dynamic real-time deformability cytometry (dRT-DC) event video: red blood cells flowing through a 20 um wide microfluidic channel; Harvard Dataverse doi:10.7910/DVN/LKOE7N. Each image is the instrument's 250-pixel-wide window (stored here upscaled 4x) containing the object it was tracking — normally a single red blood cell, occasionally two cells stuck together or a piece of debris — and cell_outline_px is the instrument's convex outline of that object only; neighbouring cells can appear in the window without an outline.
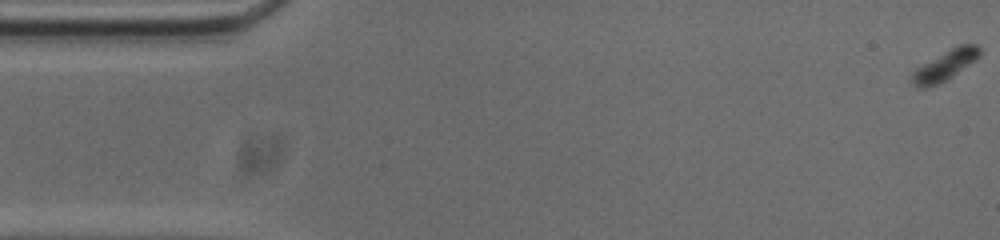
{"species": "common noctule bat (a hibernating species)", "species_latin": "Nyctalus noctula", "temperature_condition": "cold", "stored_images_in_passage": 73, "camera_frame_rate_fps": 3000, "um_per_image_px": 0.085, "animal": {"sex": "male", "body_mass_g": 20.0, "forearm_length_mm": 53.3}, "frame": {"image": 1, "passage_image": 1, "time_ms": 0.0, "image_size_px": [1000, 240], "cell_outline_px": [[980, 56], [976, 60], [948, 80], [940, 84], [928, 88], [916, 88], [912, 84], [912, 72], [916, 68], [956, 44], [976, 44], [980, 48]], "centroid_in_image_um": [80.33, 5.58], "position_along_channel_um": 4.7, "area_um2": 12.25}}
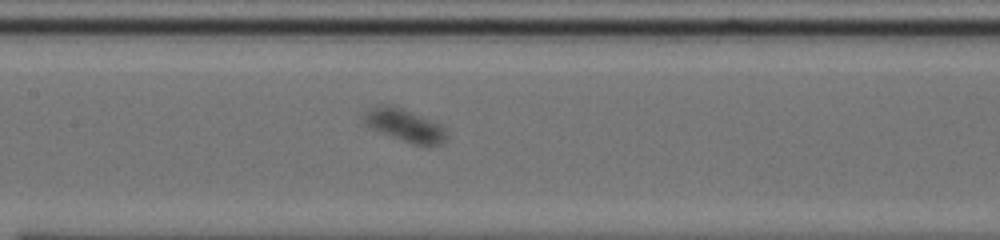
{"frame": {"image": 2, "passage_image": 32, "time_ms": 10.333, "image_size_px": [1000, 240], "cell_outline_px": [[448, 136], [440, 144], [412, 144], [368, 128], [360, 120], [360, 116], [368, 108], [376, 104], [396, 104], [440, 124], [448, 132]], "centroid_in_image_um": [34.29, 10.59], "position_along_channel_um": 173.1, "area_um2": 16.36}}
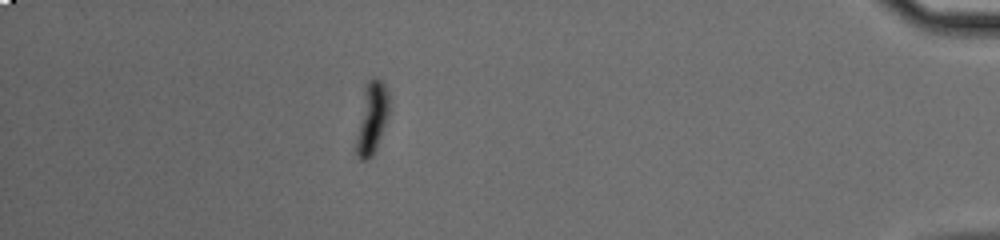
{"frame": {"image": 3, "passage_image": 63, "time_ms": 20.667, "image_size_px": [1000, 240], "cell_outline_px": [[388, 112], [376, 148], [372, 156], [368, 160], [360, 160], [356, 156], [356, 136], [364, 84], [372, 76], [376, 76], [384, 84], [388, 92]], "centroid_in_image_um": [31.56, 9.99], "position_along_channel_um": 403.6, "area_um2": 13.7}}